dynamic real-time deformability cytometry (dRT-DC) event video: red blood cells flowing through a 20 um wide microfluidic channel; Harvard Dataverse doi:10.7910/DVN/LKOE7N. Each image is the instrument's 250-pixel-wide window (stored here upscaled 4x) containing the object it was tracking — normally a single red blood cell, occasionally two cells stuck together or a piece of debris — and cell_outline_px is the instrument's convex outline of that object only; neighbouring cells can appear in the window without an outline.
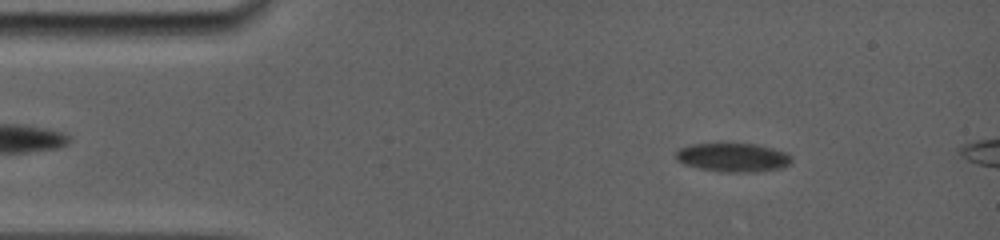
{"species": "common noctule bat (a hibernating species)", "species_latin": "Nyctalus noctula", "temperature_condition": "room temperature", "stored_images_in_passage": 92, "camera_frame_rate_fps": 5000, "um_per_image_px": 0.085, "animal": {"sex": "female", "body_mass_g": 19.0, "forearm_length_mm": 56.7}, "frame": {"image": 1, "passage_image": 12, "time_ms": 1.6, "image_size_px": [1000, 240], "cell_outline_px": [[792, 164], [780, 168], [756, 172], [720, 172], [696, 168], [684, 164], [676, 160], [676, 152], [680, 148], [688, 144], [756, 144], [788, 152], [792, 156]], "centroid_in_image_um": [62.32, 13.39], "position_along_channel_um": 22.7, "area_um2": 19.65}}
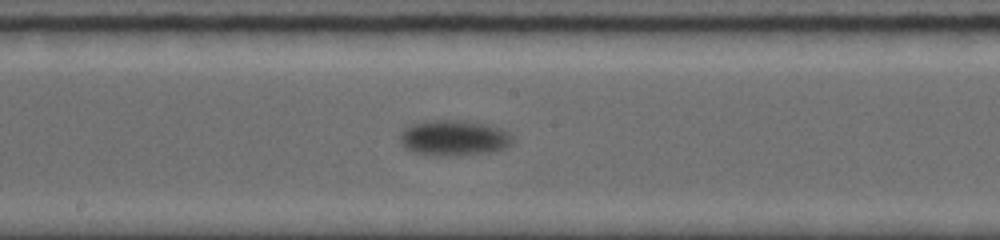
{"frame": {"image": 2, "passage_image": 63, "time_ms": 9.0, "image_size_px": [1000, 240], "cell_outline_px": [[516, 140], [508, 148], [492, 152], [444, 156], [436, 156], [412, 152], [404, 148], [400, 144], [400, 132], [404, 128], [412, 124], [424, 120], [464, 120], [488, 124], [500, 128], [508, 132]], "centroid_in_image_um": [38.59, 11.72], "position_along_channel_um": 209.6, "area_um2": 23.93}}
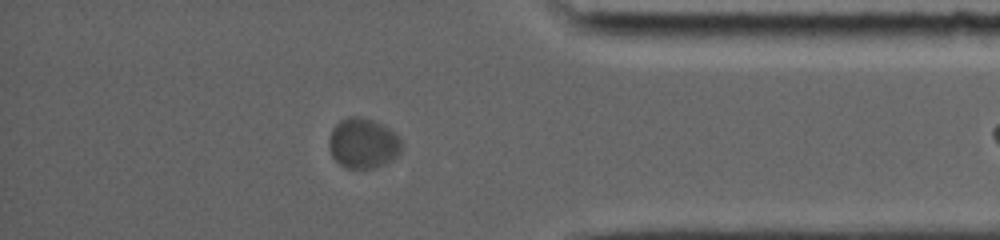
{"frame": {"image": 3, "passage_image": 89, "time_ms": 15.0, "image_size_px": [1000, 240], "cell_outline_px": [[404, 148], [396, 156], [384, 164], [372, 168], [344, 168], [332, 156], [328, 144], [328, 140], [332, 128], [340, 120], [348, 116], [356, 116], [372, 120], [396, 132], [400, 136]], "centroid_in_image_um": [30.87, 12.17], "position_along_channel_um": 404.3, "area_um2": 21.39}}